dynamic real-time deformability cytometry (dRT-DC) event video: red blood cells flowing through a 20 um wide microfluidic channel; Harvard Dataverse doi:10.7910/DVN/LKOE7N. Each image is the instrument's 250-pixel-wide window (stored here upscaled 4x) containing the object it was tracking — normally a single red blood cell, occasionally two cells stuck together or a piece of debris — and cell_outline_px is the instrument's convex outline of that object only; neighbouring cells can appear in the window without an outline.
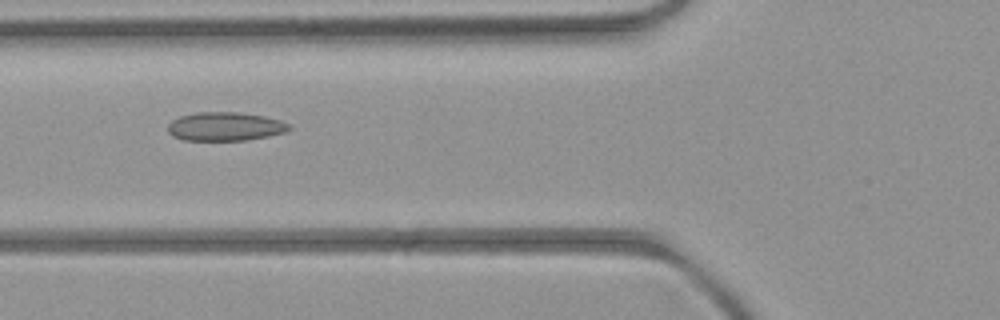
{"species": "common noctule bat (a hibernating species)", "species_latin": "Nyctalus noctula", "temperature_condition": "room temperature", "stored_images_in_passage": 6, "camera_frame_rate_fps": 3000, "um_per_image_px": 0.085, "animal": {"sex": "female", "body_mass_g": 21.9}, "frame": {"image": 1, "passage_image": 6, "time_ms": 5.667, "image_size_px": [1000, 320], "cell_outline_px": [[292, 128], [284, 132], [268, 136], [248, 140], [184, 140], [172, 136], [168, 132], [168, 124], [172, 120], [180, 116], [196, 112], [240, 112], [264, 116], [280, 120], [288, 124]], "centroid_in_image_um": [19.12, 10.75], "position_along_channel_um": 106.7, "area_um2": 20.29}}